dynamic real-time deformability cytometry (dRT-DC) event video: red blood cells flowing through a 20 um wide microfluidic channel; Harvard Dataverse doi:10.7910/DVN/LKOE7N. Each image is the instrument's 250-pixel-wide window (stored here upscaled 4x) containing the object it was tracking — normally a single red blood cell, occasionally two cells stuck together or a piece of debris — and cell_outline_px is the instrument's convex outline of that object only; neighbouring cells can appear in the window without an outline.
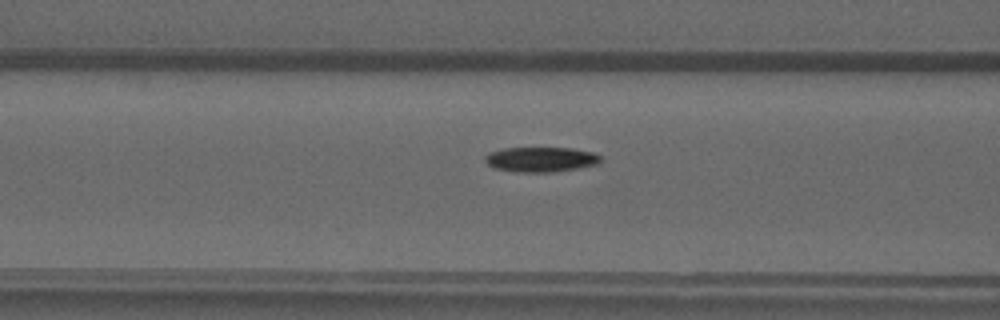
{"species": "common noctule bat (a hibernating species)", "species_latin": "Nyctalus noctula", "temperature_condition": "warm", "stored_images_in_passage": 46, "camera_frame_rate_fps": 3000, "um_per_image_px": 0.085, "animal": {"sex": "male", "forearm_length_mm": 52.5}, "frame": {"image": 1, "passage_image": 20, "time_ms": 6.333, "image_size_px": [1000, 320], "cell_outline_px": [[600, 164], [552, 172], [516, 172], [496, 168], [488, 164], [484, 160], [484, 156], [492, 152], [504, 148], [572, 148], [592, 152], [600, 156]], "centroid_in_image_um": [45.98, 13.55], "position_along_channel_um": 120.6, "area_um2": 16.65}}
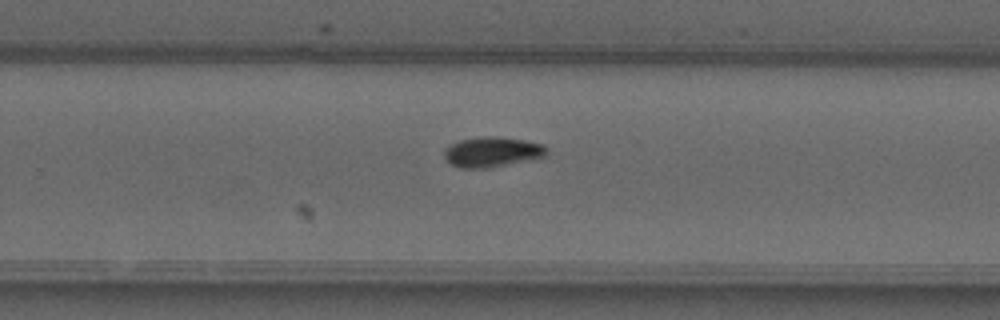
{"frame": {"image": 2, "passage_image": 32, "time_ms": 10.333, "image_size_px": [1000, 320], "cell_outline_px": [[548, 148], [544, 156], [488, 168], [460, 168], [452, 164], [444, 156], [444, 148], [460, 140], [480, 136], [496, 136], [524, 140], [544, 144]], "centroid_in_image_um": [41.81, 12.9], "position_along_channel_um": 288.0, "area_um2": 17.8}}
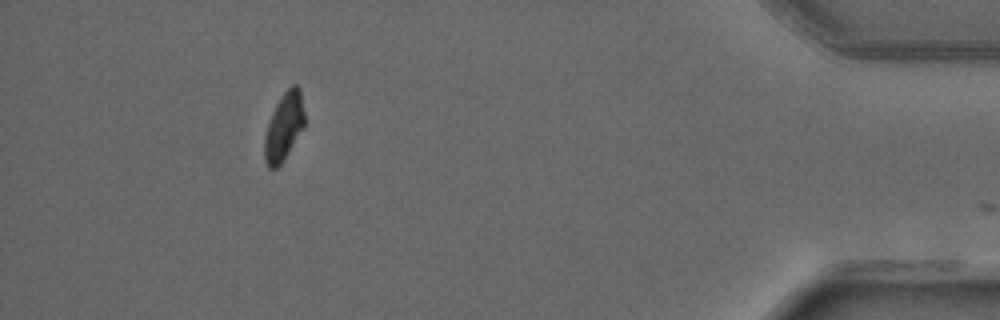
{"frame": {"image": 3, "passage_image": 45, "time_ms": 14.667, "image_size_px": [1000, 320], "cell_outline_px": [[304, 128], [280, 164], [276, 168], [268, 168], [264, 160], [264, 136], [272, 112], [276, 104], [284, 92], [292, 84], [296, 84], [300, 88], [304, 112]], "centroid_in_image_um": [24.13, 10.76], "position_along_channel_um": 411.1, "area_um2": 15.72}}